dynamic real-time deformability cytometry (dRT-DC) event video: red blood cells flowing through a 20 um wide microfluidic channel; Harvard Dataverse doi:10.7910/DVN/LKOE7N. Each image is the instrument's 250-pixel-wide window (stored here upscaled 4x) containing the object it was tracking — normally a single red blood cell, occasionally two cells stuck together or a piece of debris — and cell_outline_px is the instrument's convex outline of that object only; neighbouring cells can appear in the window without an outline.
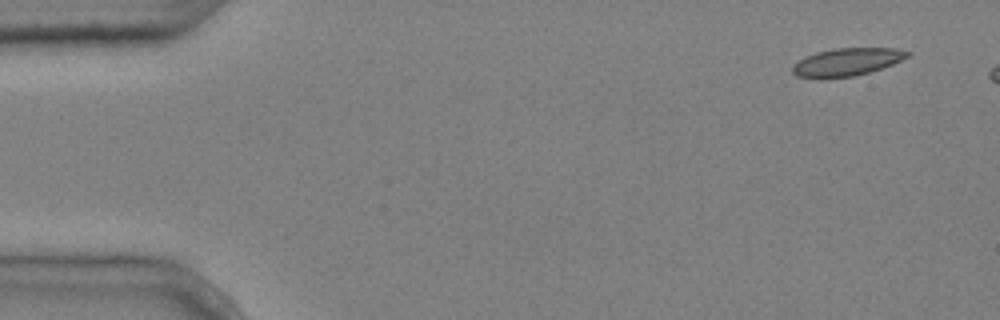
{"species": "common noctule bat (a hibernating species)", "species_latin": "Nyctalus noctula", "temperature_condition": "cold", "stored_images_in_passage": 6, "camera_frame_rate_fps": 3000, "um_per_image_px": 0.085, "animal": {"sex": "male", "body_mass_g": 20.4}, "frame": {"image": 1, "passage_image": 1, "time_ms": 0.0, "image_size_px": [1000, 320], "cell_outline_px": [[912, 52], [908, 56], [892, 64], [868, 72], [852, 76], [796, 76], [792, 72], [792, 64], [816, 52], [836, 48], [896, 48]], "centroid_in_image_um": [72.02, 5.23], "position_along_channel_um": 13.0, "area_um2": 17.86}}